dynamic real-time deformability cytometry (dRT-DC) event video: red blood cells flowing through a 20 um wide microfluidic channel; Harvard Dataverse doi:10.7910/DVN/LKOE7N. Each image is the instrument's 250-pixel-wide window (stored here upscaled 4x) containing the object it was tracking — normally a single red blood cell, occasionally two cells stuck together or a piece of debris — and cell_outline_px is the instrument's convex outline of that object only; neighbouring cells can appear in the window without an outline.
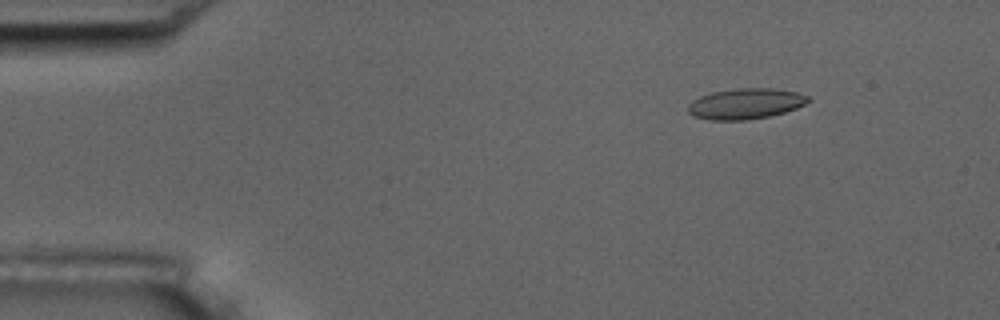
{"species": "common noctule bat (a hibernating species)", "species_latin": "Nyctalus noctula", "temperature_condition": "room temperature", "stored_images_in_passage": 5, "camera_frame_rate_fps": 3000, "um_per_image_px": 0.085, "animal": {"sex": "male", "body_mass_g": 17.5, "forearm_length_mm": 52.3}, "frame": {"image": 1, "passage_image": 2, "time_ms": 1.0, "image_size_px": [1000, 320], "cell_outline_px": [[808, 100], [804, 104], [796, 108], [784, 112], [768, 116], [748, 120], [708, 120], [692, 116], [688, 112], [688, 104], [692, 100], [700, 96], [712, 92], [736, 88], [772, 88], [796, 92], [808, 96]], "centroid_in_image_um": [63.31, 8.82], "position_along_channel_um": 21.7, "area_um2": 21.44}}
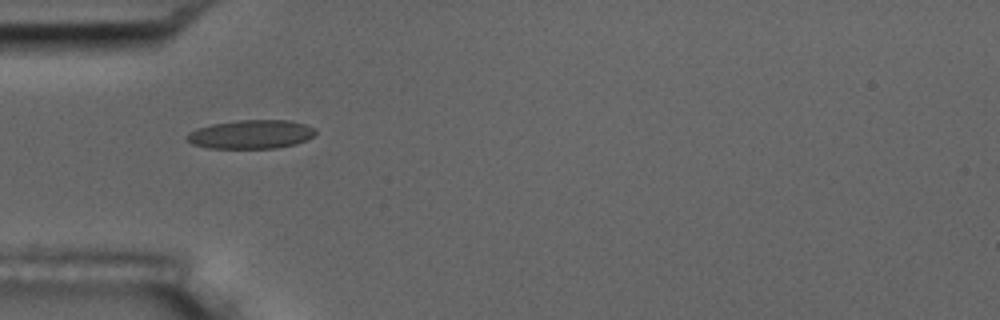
{"frame": {"image": 2, "passage_image": 4, "time_ms": 4.333, "image_size_px": [1000, 320], "cell_outline_px": [[316, 132], [312, 136], [296, 144], [276, 148], [208, 148], [192, 144], [184, 136], [188, 132], [196, 128], [212, 124], [236, 120], [288, 120], [304, 124], [316, 128]], "centroid_in_image_um": [21.3, 11.41], "position_along_channel_um": 63.7, "area_um2": 21.62}}